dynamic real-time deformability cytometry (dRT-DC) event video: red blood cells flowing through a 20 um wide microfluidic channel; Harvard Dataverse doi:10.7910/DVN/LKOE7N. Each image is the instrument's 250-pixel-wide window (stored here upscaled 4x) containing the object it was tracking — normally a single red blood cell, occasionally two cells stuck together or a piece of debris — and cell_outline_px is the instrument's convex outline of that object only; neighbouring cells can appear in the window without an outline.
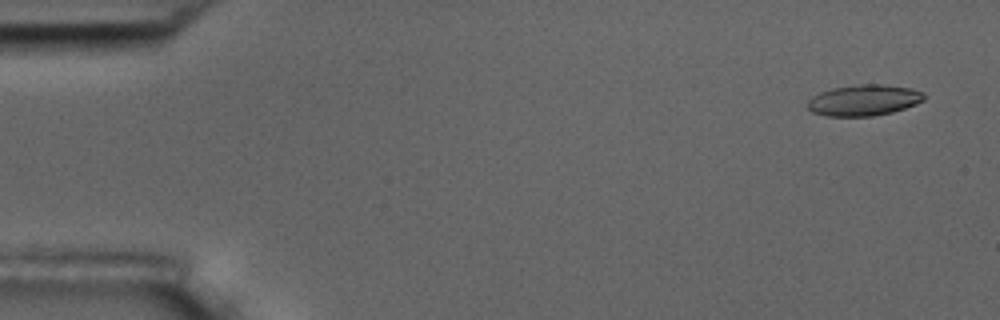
{"species": "common noctule bat (a hibernating species)", "species_latin": "Nyctalus noctula", "temperature_condition": "room temperature", "stored_images_in_passage": 5, "camera_frame_rate_fps": 3000, "um_per_image_px": 0.085, "animal": {"sex": "male", "body_mass_g": 17.5, "forearm_length_mm": 52.3}, "frame": {"image": 1, "passage_image": 1, "time_ms": 0.0, "image_size_px": [1000, 320], "cell_outline_px": [[924, 100], [916, 104], [892, 112], [872, 116], [828, 116], [812, 112], [808, 108], [808, 100], [812, 96], [820, 92], [832, 88], [860, 84], [884, 84], [908, 88], [924, 92]], "centroid_in_image_um": [73.42, 8.51], "position_along_channel_um": 11.6, "area_um2": 20.98}}
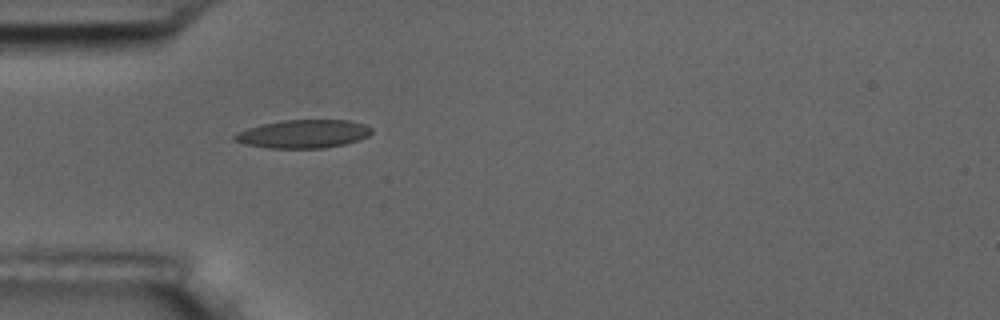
{"frame": {"image": 2, "passage_image": 5, "time_ms": 4.667, "image_size_px": [1000, 320], "cell_outline_px": [[372, 132], [368, 136], [344, 144], [320, 148], [268, 148], [244, 144], [232, 140], [232, 136], [236, 132], [260, 124], [284, 120], [348, 120], [364, 124], [372, 128]], "centroid_in_image_um": [25.73, 11.38], "position_along_channel_um": 59.3, "area_um2": 22.6}}